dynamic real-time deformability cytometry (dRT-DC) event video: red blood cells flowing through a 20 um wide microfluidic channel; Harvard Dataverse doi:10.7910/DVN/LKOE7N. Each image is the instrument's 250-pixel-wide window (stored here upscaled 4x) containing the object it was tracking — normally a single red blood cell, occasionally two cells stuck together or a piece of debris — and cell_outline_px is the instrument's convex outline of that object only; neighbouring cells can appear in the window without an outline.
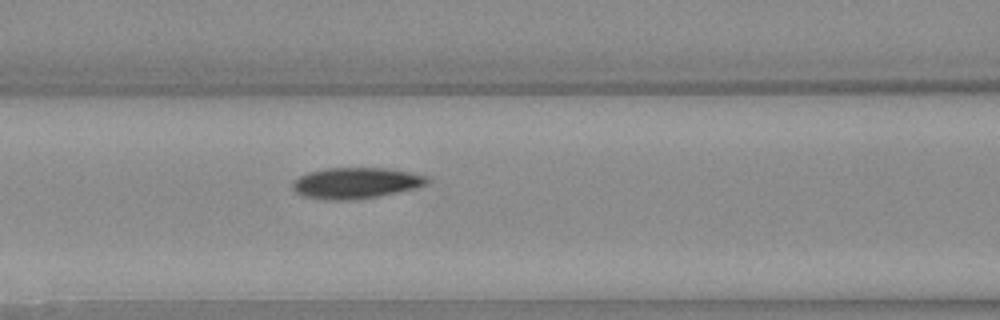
{"species": "Egyptian fruit bat (a non-hibernating species)", "species_latin": "Rousettus aegyptiacus", "temperature_condition": "warm", "stored_images_in_passage": 31, "camera_frame_rate_fps": 3000, "um_per_image_px": 0.085, "animal": {"sex": "female"}, "frame": {"image": 1, "passage_image": 6, "time_ms": 1.667, "image_size_px": [1000, 320], "cell_outline_px": [[428, 180], [424, 184], [412, 188], [396, 192], [376, 196], [352, 200], [328, 200], [304, 196], [296, 192], [292, 188], [292, 184], [300, 176], [308, 172], [324, 168], [388, 168], [428, 176]], "centroid_in_image_um": [30.19, 15.55], "position_along_channel_um": 136.4, "area_um2": 23.93}}
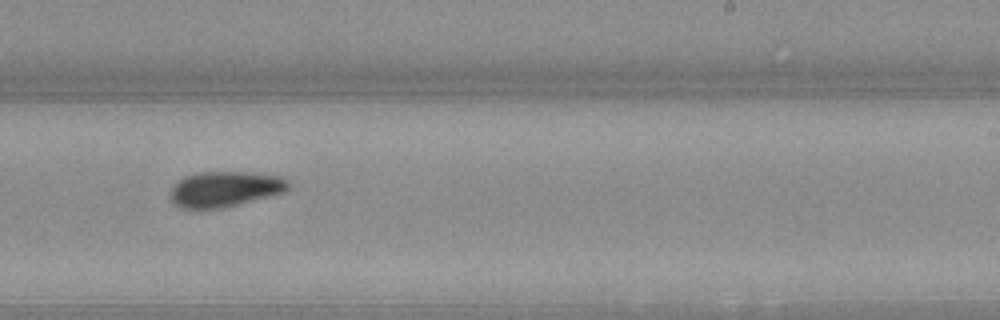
{"frame": {"image": 2, "passage_image": 16, "time_ms": 5.0, "image_size_px": [1000, 320], "cell_outline_px": [[292, 188], [284, 192], [220, 208], [180, 208], [168, 196], [168, 192], [184, 176], [196, 172], [260, 172], [284, 176], [292, 184]], "centroid_in_image_um": [19.17, 16.04], "position_along_channel_um": 269.8, "area_um2": 24.62}}
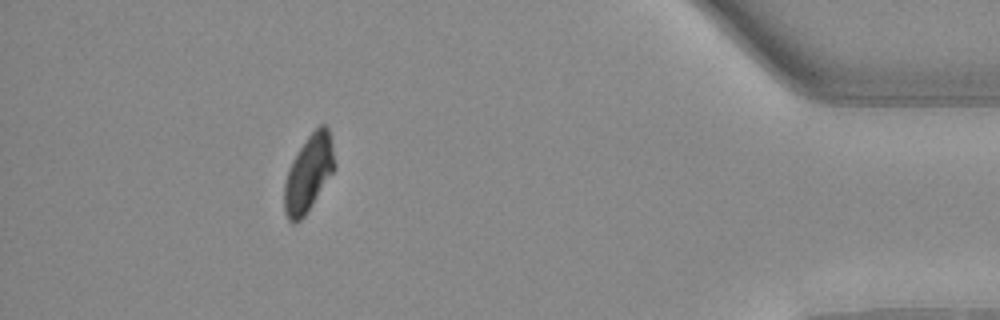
{"frame": {"image": 3, "passage_image": 30, "time_ms": 9.667, "image_size_px": [1000, 320], "cell_outline_px": [[336, 168], [304, 216], [300, 220], [292, 224], [288, 220], [284, 212], [284, 184], [288, 168], [292, 160], [308, 136], [320, 124], [324, 124], [328, 128], [336, 164]], "centroid_in_image_um": [26.22, 14.75], "position_along_channel_um": 409.0, "area_um2": 22.31}}